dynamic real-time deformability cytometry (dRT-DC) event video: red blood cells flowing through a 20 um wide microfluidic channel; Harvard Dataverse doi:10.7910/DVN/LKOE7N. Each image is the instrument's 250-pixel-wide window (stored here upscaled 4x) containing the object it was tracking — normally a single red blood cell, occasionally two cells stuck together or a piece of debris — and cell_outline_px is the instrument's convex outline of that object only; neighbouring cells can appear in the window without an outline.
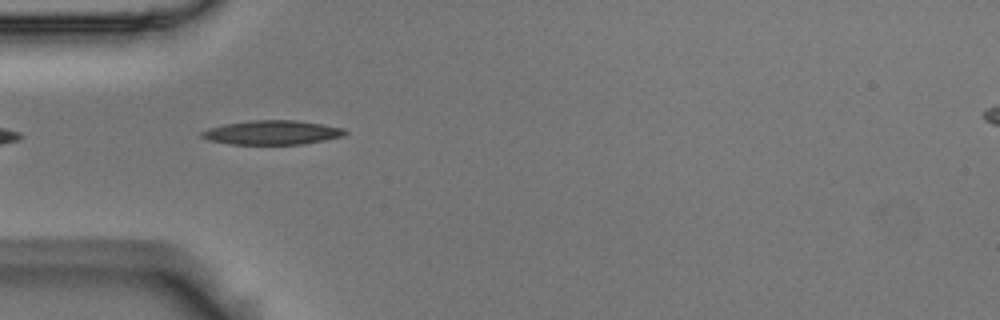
{"species": "Egyptian fruit bat (a non-hibernating species)", "species_latin": "Rousettus aegyptiacus", "temperature_condition": "room temperature", "stored_images_in_passage": 2, "camera_frame_rate_fps": 3000, "um_per_image_px": 0.085, "animal": {"sex": "male"}, "frame": {"image": 1, "passage_image": 1, "time_ms": 0.0, "image_size_px": [1000, 320], "cell_outline_px": [[348, 132], [344, 136], [324, 140], [300, 144], [232, 144], [208, 140], [200, 136], [200, 132], [208, 128], [224, 124], [252, 120], [296, 120], [344, 128]], "centroid_in_image_um": [23.11, 11.26], "position_along_channel_um": 61.9, "area_um2": 20.11}}
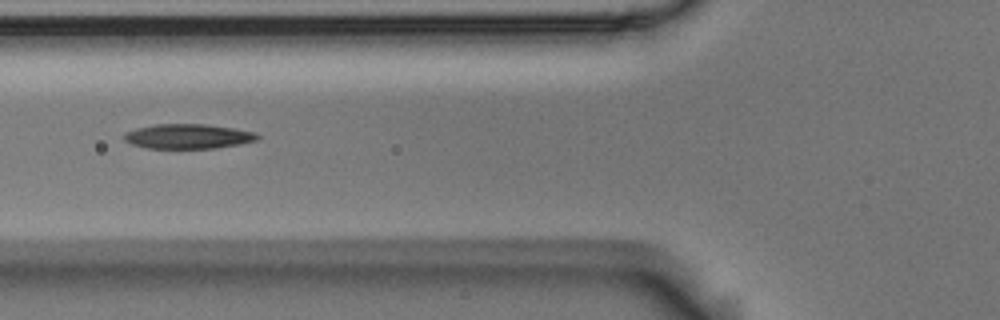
{"frame": {"image": 2, "passage_image": 2, "time_ms": 0.333, "image_size_px": [1000, 320], "cell_outline_px": [[260, 136], [256, 140], [240, 144], [216, 148], [148, 148], [132, 144], [124, 140], [124, 132], [136, 128], [156, 124], [204, 124], [232, 128], [256, 132]], "centroid_in_image_um": [15.98, 11.59], "position_along_channel_um": 109.8, "area_um2": 19.13}}